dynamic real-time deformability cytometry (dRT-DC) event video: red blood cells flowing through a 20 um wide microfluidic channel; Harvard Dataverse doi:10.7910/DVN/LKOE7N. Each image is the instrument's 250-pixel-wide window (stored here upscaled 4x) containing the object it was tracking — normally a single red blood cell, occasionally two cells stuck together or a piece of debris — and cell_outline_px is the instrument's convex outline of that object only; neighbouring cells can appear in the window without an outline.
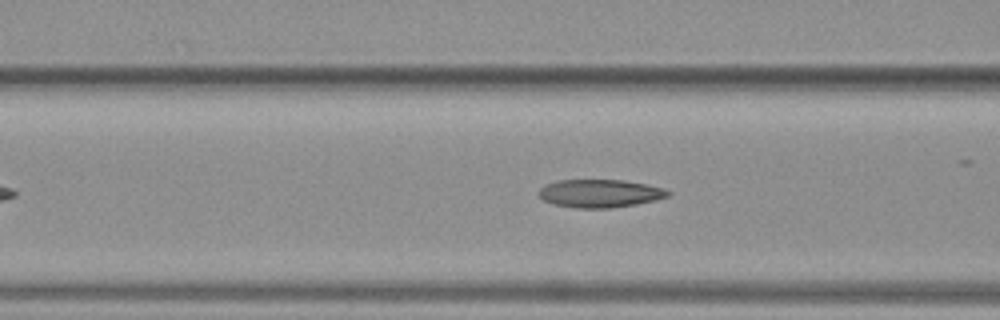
{"species": "common noctule bat (a hibernating species)", "species_latin": "Nyctalus noctula", "temperature_condition": "warm", "stored_images_in_passage": 38, "camera_frame_rate_fps": 3000, "um_per_image_px": 0.085, "animal": {"sex": "female", "body_mass_g": 19.3, "forearm_length_mm": 54.1}, "frame": {"image": 1, "passage_image": 14, "time_ms": 4.333, "image_size_px": [1000, 320], "cell_outline_px": [[672, 192], [668, 196], [656, 200], [636, 204], [612, 208], [576, 208], [552, 204], [544, 200], [536, 192], [544, 184], [560, 180], [624, 180], [648, 184], [664, 188]], "centroid_in_image_um": [50.99, 16.44], "position_along_channel_um": 115.6, "area_um2": 21.33}}
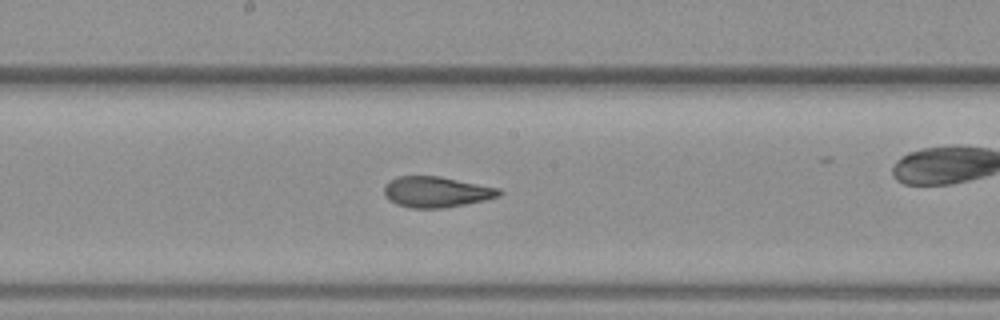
{"frame": {"image": 2, "passage_image": 21, "time_ms": 6.667, "image_size_px": [1000, 320], "cell_outline_px": [[504, 192], [500, 196], [484, 200], [444, 208], [408, 208], [396, 204], [388, 200], [384, 196], [384, 184], [388, 180], [396, 176], [440, 176], [500, 188]], "centroid_in_image_um": [37.05, 16.31], "position_along_channel_um": 211.1, "area_um2": 20.92}}
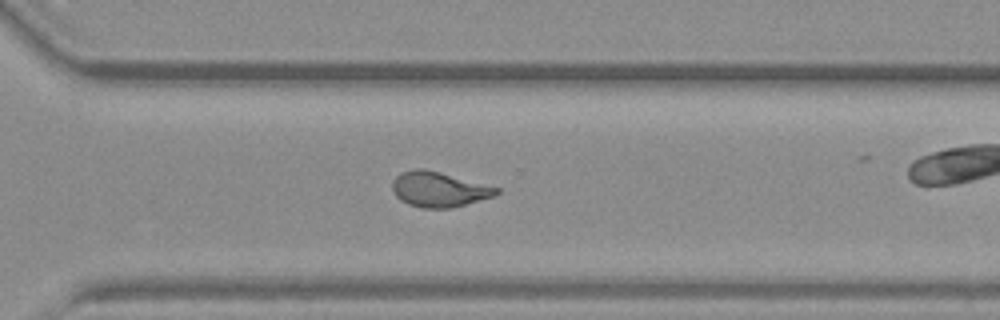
{"frame": {"image": 3, "passage_image": 30, "time_ms": 9.667, "image_size_px": [1000, 320], "cell_outline_px": [[500, 192], [496, 196], [452, 208], [420, 208], [408, 204], [400, 200], [396, 196], [392, 188], [392, 180], [400, 172], [412, 168], [424, 168], [440, 172], [500, 188]], "centroid_in_image_um": [37.29, 16.09], "position_along_channel_um": 333.3, "area_um2": 21.56}, "authors_computed_cell_mechanics": {"area_um2": 21.3282, "velocity_mm_per_s": 4.0914, "shape_relaxation_time_tau1_ms": null, "shape_relaxation_time_tau2_ms": 1.4772, "deformation_change_tau1": null, "deformation_change_tau2": 0.0863}}